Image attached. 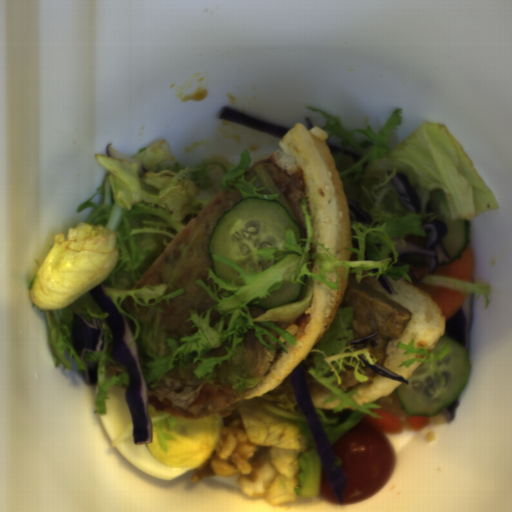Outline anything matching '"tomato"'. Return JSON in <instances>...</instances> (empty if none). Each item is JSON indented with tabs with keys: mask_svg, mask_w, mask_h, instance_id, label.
<instances>
[{
	"mask_svg": "<svg viewBox=\"0 0 512 512\" xmlns=\"http://www.w3.org/2000/svg\"><path fill=\"white\" fill-rule=\"evenodd\" d=\"M345 474L342 504H352L382 488L391 473L394 451L384 432L358 421L332 444Z\"/></svg>",
	"mask_w": 512,
	"mask_h": 512,
	"instance_id": "tomato-1",
	"label": "tomato"
},
{
	"mask_svg": "<svg viewBox=\"0 0 512 512\" xmlns=\"http://www.w3.org/2000/svg\"><path fill=\"white\" fill-rule=\"evenodd\" d=\"M319 495L327 501L340 505V501L324 467L321 472Z\"/></svg>",
	"mask_w": 512,
	"mask_h": 512,
	"instance_id": "tomato-2",
	"label": "tomato"
}]
</instances>
